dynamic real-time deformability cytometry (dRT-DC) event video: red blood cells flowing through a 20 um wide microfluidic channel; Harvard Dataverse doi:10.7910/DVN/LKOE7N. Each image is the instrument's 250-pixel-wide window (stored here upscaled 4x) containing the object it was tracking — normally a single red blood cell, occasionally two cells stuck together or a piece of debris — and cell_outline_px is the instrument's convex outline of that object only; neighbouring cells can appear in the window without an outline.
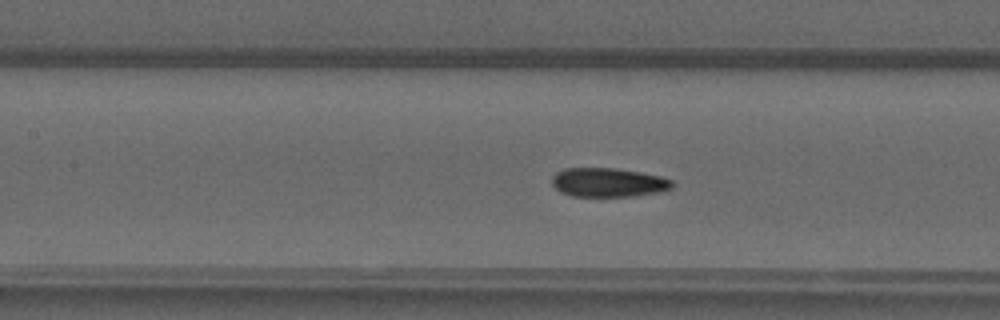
{"species": "common noctule bat (a hibernating species)", "species_latin": "Nyctalus noctula", "temperature_condition": "warm", "stored_images_in_passage": 37, "camera_frame_rate_fps": 3000, "um_per_image_px": 0.085, "animal": {"sex": "male", "forearm_length_mm": 52.5}, "frame": {"image": 1, "passage_image": 10, "time_ms": 3.0, "image_size_px": [1000, 320], "cell_outline_px": [[672, 188], [664, 192], [632, 196], [572, 196], [560, 192], [552, 184], [552, 176], [556, 172], [564, 168], [612, 168], [660, 176], [672, 180]], "centroid_in_image_um": [51.69, 15.51], "position_along_channel_um": 155.7, "area_um2": 20.29}}
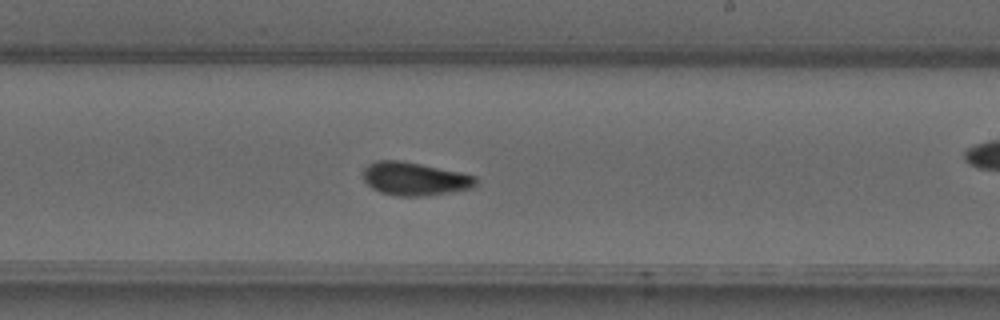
{"frame": {"image": 2, "passage_image": 17, "time_ms": 5.333, "image_size_px": [1000, 320], "cell_outline_px": [[476, 184], [472, 188], [448, 192], [420, 196], [396, 196], [380, 192], [372, 188], [360, 176], [360, 172], [368, 164], [376, 160], [400, 160], [460, 172], [476, 176]], "centroid_in_image_um": [35.18, 15.19], "position_along_channel_um": 253.8, "area_um2": 21.85}}
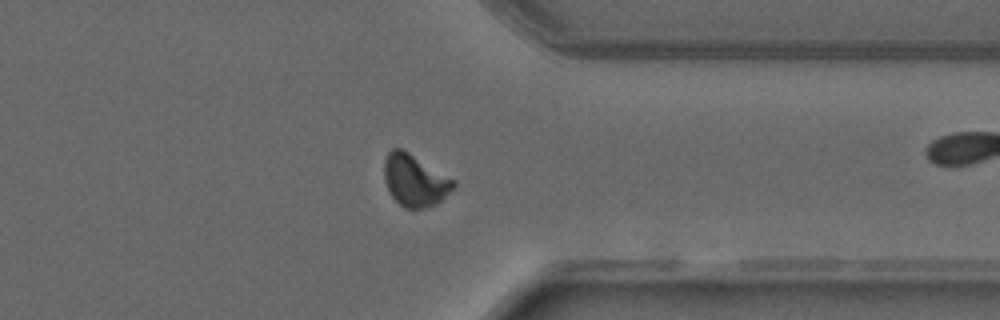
{"frame": {"image": 3, "passage_image": 26, "time_ms": 8.333, "image_size_px": [1000, 320], "cell_outline_px": [[456, 184], [436, 204], [424, 208], [404, 208], [392, 196], [384, 180], [384, 160], [388, 152], [392, 148], [400, 148], [408, 152], [456, 180]], "centroid_in_image_um": [35.24, 15.32], "position_along_channel_um": 376.2, "area_um2": 20.69}}